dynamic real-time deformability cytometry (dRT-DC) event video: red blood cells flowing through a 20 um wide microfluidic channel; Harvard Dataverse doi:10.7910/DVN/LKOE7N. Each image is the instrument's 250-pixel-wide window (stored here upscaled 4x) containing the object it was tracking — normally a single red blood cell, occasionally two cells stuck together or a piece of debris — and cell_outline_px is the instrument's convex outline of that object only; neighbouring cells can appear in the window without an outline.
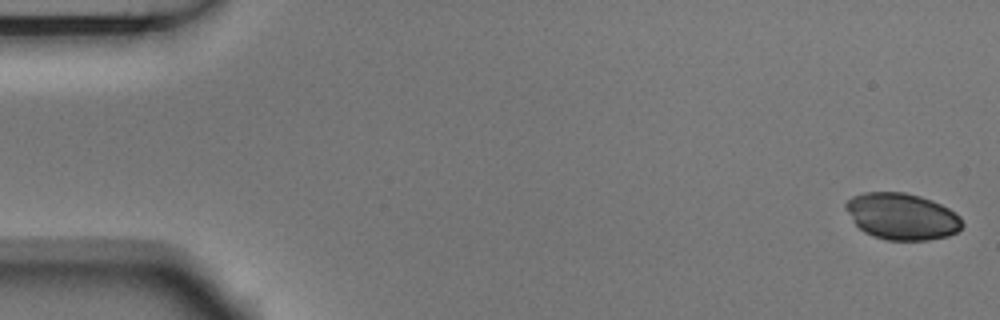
{"species": "Egyptian fruit bat (a non-hibernating species)", "species_latin": "Rousettus aegyptiacus", "temperature_condition": "room temperature", "stored_images_in_passage": 5, "camera_frame_rate_fps": 3000, "um_per_image_px": 0.085, "animal": {"sex": "male"}, "frame": {"image": 1, "passage_image": 1, "time_ms": 0.0, "image_size_px": [1000, 320], "cell_outline_px": [[964, 224], [956, 232], [948, 236], [928, 240], [888, 240], [872, 236], [864, 232], [852, 220], [844, 208], [844, 204], [852, 196], [864, 192], [904, 192], [920, 196], [932, 200], [956, 212], [960, 216]], "centroid_in_image_um": [76.66, 18.39], "position_along_channel_um": 8.3, "area_um2": 31.73}}
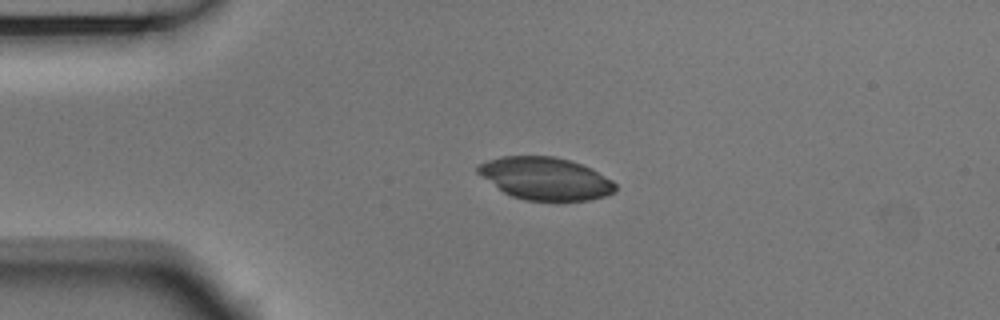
{"frame": {"image": 2, "passage_image": 4, "time_ms": 1.0, "image_size_px": [1000, 320], "cell_outline_px": [[616, 188], [612, 192], [604, 196], [588, 200], [524, 200], [512, 196], [504, 192], [476, 172], [476, 164], [500, 156], [552, 156], [568, 160], [592, 168], [612, 180], [616, 184]], "centroid_in_image_um": [46.33, 15.16], "position_along_channel_um": 38.7, "area_um2": 33.81}}